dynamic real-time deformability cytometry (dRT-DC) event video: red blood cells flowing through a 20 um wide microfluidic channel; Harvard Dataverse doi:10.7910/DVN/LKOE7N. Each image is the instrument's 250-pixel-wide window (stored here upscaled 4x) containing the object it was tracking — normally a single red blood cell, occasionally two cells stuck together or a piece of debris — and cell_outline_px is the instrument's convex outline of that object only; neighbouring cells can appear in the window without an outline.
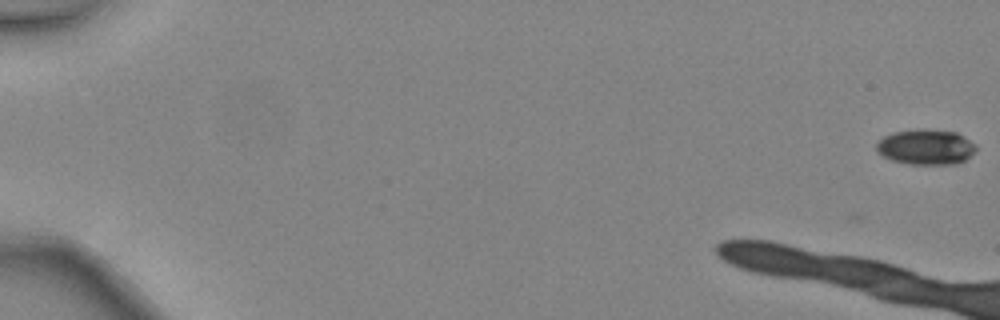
{"species": "common noctule bat (a hibernating species)", "species_latin": "Nyctalus noctula", "temperature_condition": "warm", "stored_images_in_passage": 4, "camera_frame_rate_fps": 3000, "um_per_image_px": 0.085, "animal": {"sex": "female", "body_mass_g": 24.6, "forearm_length_mm": 56.2}, "frame": {"image": 1, "passage_image": 1, "time_ms": 0.0, "image_size_px": [1000, 320], "cell_outline_px": [[976, 148], [964, 160], [956, 164], [908, 164], [892, 160], [876, 152], [876, 144], [884, 136], [892, 132], [920, 128], [924, 128], [956, 132], [976, 144]], "centroid_in_image_um": [78.67, 12.48], "position_along_channel_um": 6.3, "area_um2": 20.52}}